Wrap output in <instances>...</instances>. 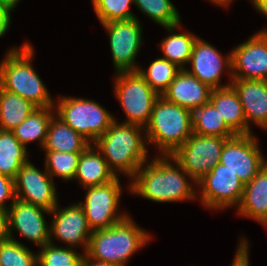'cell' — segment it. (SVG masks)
Masks as SVG:
<instances>
[{"instance_id": "cell-3", "label": "cell", "mask_w": 267, "mask_h": 266, "mask_svg": "<svg viewBox=\"0 0 267 266\" xmlns=\"http://www.w3.org/2000/svg\"><path fill=\"white\" fill-rule=\"evenodd\" d=\"M33 55V46L28 41L11 48L0 63V86L36 107H54L55 100L31 64Z\"/></svg>"}, {"instance_id": "cell-8", "label": "cell", "mask_w": 267, "mask_h": 266, "mask_svg": "<svg viewBox=\"0 0 267 266\" xmlns=\"http://www.w3.org/2000/svg\"><path fill=\"white\" fill-rule=\"evenodd\" d=\"M232 137L202 136L195 133L171 156L198 182L220 161L225 142Z\"/></svg>"}, {"instance_id": "cell-5", "label": "cell", "mask_w": 267, "mask_h": 266, "mask_svg": "<svg viewBox=\"0 0 267 266\" xmlns=\"http://www.w3.org/2000/svg\"><path fill=\"white\" fill-rule=\"evenodd\" d=\"M190 111L159 96L145 127L149 143L159 147L160 155H171L192 135Z\"/></svg>"}, {"instance_id": "cell-33", "label": "cell", "mask_w": 267, "mask_h": 266, "mask_svg": "<svg viewBox=\"0 0 267 266\" xmlns=\"http://www.w3.org/2000/svg\"><path fill=\"white\" fill-rule=\"evenodd\" d=\"M0 266H38L37 254L12 237L0 243Z\"/></svg>"}, {"instance_id": "cell-22", "label": "cell", "mask_w": 267, "mask_h": 266, "mask_svg": "<svg viewBox=\"0 0 267 266\" xmlns=\"http://www.w3.org/2000/svg\"><path fill=\"white\" fill-rule=\"evenodd\" d=\"M210 102L219 111L225 124L236 135H246V120L243 106L232 86L213 89Z\"/></svg>"}, {"instance_id": "cell-15", "label": "cell", "mask_w": 267, "mask_h": 266, "mask_svg": "<svg viewBox=\"0 0 267 266\" xmlns=\"http://www.w3.org/2000/svg\"><path fill=\"white\" fill-rule=\"evenodd\" d=\"M189 63L192 68H186V70L212 89L231 86V82L225 85L220 84L221 75L224 71H228L227 73H229V77L232 80L231 51L227 56H223L211 44L197 37Z\"/></svg>"}, {"instance_id": "cell-7", "label": "cell", "mask_w": 267, "mask_h": 266, "mask_svg": "<svg viewBox=\"0 0 267 266\" xmlns=\"http://www.w3.org/2000/svg\"><path fill=\"white\" fill-rule=\"evenodd\" d=\"M116 75L114 93L126 115L124 123L145 128L151 118L154 103L160 95L138 71L121 72Z\"/></svg>"}, {"instance_id": "cell-4", "label": "cell", "mask_w": 267, "mask_h": 266, "mask_svg": "<svg viewBox=\"0 0 267 266\" xmlns=\"http://www.w3.org/2000/svg\"><path fill=\"white\" fill-rule=\"evenodd\" d=\"M144 230L127 215L107 229L93 231L85 254L95 261L125 266L129 258L151 239Z\"/></svg>"}, {"instance_id": "cell-9", "label": "cell", "mask_w": 267, "mask_h": 266, "mask_svg": "<svg viewBox=\"0 0 267 266\" xmlns=\"http://www.w3.org/2000/svg\"><path fill=\"white\" fill-rule=\"evenodd\" d=\"M116 176L112 181L88 187L84 202H79L83 208L87 222L93 231L104 230L124 219L128 214L117 213L122 188Z\"/></svg>"}, {"instance_id": "cell-16", "label": "cell", "mask_w": 267, "mask_h": 266, "mask_svg": "<svg viewBox=\"0 0 267 266\" xmlns=\"http://www.w3.org/2000/svg\"><path fill=\"white\" fill-rule=\"evenodd\" d=\"M57 205L52 211V222L50 224V243L53 237L68 244L69 247L82 246L84 254L87 252L92 230L87 222L83 208L79 203L60 209ZM83 244V245H82Z\"/></svg>"}, {"instance_id": "cell-24", "label": "cell", "mask_w": 267, "mask_h": 266, "mask_svg": "<svg viewBox=\"0 0 267 266\" xmlns=\"http://www.w3.org/2000/svg\"><path fill=\"white\" fill-rule=\"evenodd\" d=\"M193 133L202 136L234 137L236 134L225 124L219 111L209 101L190 110Z\"/></svg>"}, {"instance_id": "cell-39", "label": "cell", "mask_w": 267, "mask_h": 266, "mask_svg": "<svg viewBox=\"0 0 267 266\" xmlns=\"http://www.w3.org/2000/svg\"><path fill=\"white\" fill-rule=\"evenodd\" d=\"M79 266H114V265L95 261L90 257H88L86 254H84Z\"/></svg>"}, {"instance_id": "cell-37", "label": "cell", "mask_w": 267, "mask_h": 266, "mask_svg": "<svg viewBox=\"0 0 267 266\" xmlns=\"http://www.w3.org/2000/svg\"><path fill=\"white\" fill-rule=\"evenodd\" d=\"M11 10L0 2V37H2L7 30H9V26L11 23Z\"/></svg>"}, {"instance_id": "cell-25", "label": "cell", "mask_w": 267, "mask_h": 266, "mask_svg": "<svg viewBox=\"0 0 267 266\" xmlns=\"http://www.w3.org/2000/svg\"><path fill=\"white\" fill-rule=\"evenodd\" d=\"M53 109V110H52ZM55 115L54 107H37L16 128L12 130L15 137L25 147L33 141H39L43 148L51 118Z\"/></svg>"}, {"instance_id": "cell-2", "label": "cell", "mask_w": 267, "mask_h": 266, "mask_svg": "<svg viewBox=\"0 0 267 266\" xmlns=\"http://www.w3.org/2000/svg\"><path fill=\"white\" fill-rule=\"evenodd\" d=\"M145 143V128L124 122L119 124L115 119L94 142V146L115 176L121 172L132 179L138 168L147 161L149 153Z\"/></svg>"}, {"instance_id": "cell-18", "label": "cell", "mask_w": 267, "mask_h": 266, "mask_svg": "<svg viewBox=\"0 0 267 266\" xmlns=\"http://www.w3.org/2000/svg\"><path fill=\"white\" fill-rule=\"evenodd\" d=\"M231 86L237 92L246 120V134H251V123L267 129V81L232 79Z\"/></svg>"}, {"instance_id": "cell-1", "label": "cell", "mask_w": 267, "mask_h": 266, "mask_svg": "<svg viewBox=\"0 0 267 266\" xmlns=\"http://www.w3.org/2000/svg\"><path fill=\"white\" fill-rule=\"evenodd\" d=\"M187 179L196 184L171 155H160L141 165L128 185L131 193L156 203L195 200L197 192Z\"/></svg>"}, {"instance_id": "cell-28", "label": "cell", "mask_w": 267, "mask_h": 266, "mask_svg": "<svg viewBox=\"0 0 267 266\" xmlns=\"http://www.w3.org/2000/svg\"><path fill=\"white\" fill-rule=\"evenodd\" d=\"M28 161L27 148L14 133L0 130V174L15 179L22 165Z\"/></svg>"}, {"instance_id": "cell-40", "label": "cell", "mask_w": 267, "mask_h": 266, "mask_svg": "<svg viewBox=\"0 0 267 266\" xmlns=\"http://www.w3.org/2000/svg\"><path fill=\"white\" fill-rule=\"evenodd\" d=\"M254 8L267 17V0H251Z\"/></svg>"}, {"instance_id": "cell-32", "label": "cell", "mask_w": 267, "mask_h": 266, "mask_svg": "<svg viewBox=\"0 0 267 266\" xmlns=\"http://www.w3.org/2000/svg\"><path fill=\"white\" fill-rule=\"evenodd\" d=\"M40 249L37 253L38 266H79L84 255L72 247H58L53 242Z\"/></svg>"}, {"instance_id": "cell-23", "label": "cell", "mask_w": 267, "mask_h": 266, "mask_svg": "<svg viewBox=\"0 0 267 266\" xmlns=\"http://www.w3.org/2000/svg\"><path fill=\"white\" fill-rule=\"evenodd\" d=\"M90 143L56 114L51 118L44 151L83 152Z\"/></svg>"}, {"instance_id": "cell-26", "label": "cell", "mask_w": 267, "mask_h": 266, "mask_svg": "<svg viewBox=\"0 0 267 266\" xmlns=\"http://www.w3.org/2000/svg\"><path fill=\"white\" fill-rule=\"evenodd\" d=\"M36 108L30 101L0 86V130L12 131Z\"/></svg>"}, {"instance_id": "cell-34", "label": "cell", "mask_w": 267, "mask_h": 266, "mask_svg": "<svg viewBox=\"0 0 267 266\" xmlns=\"http://www.w3.org/2000/svg\"><path fill=\"white\" fill-rule=\"evenodd\" d=\"M131 3L134 4V0H92L94 12L101 24L136 18L129 10Z\"/></svg>"}, {"instance_id": "cell-13", "label": "cell", "mask_w": 267, "mask_h": 266, "mask_svg": "<svg viewBox=\"0 0 267 266\" xmlns=\"http://www.w3.org/2000/svg\"><path fill=\"white\" fill-rule=\"evenodd\" d=\"M53 180L46 169L42 172L28 161L22 165L14 179L15 197L52 211L59 204Z\"/></svg>"}, {"instance_id": "cell-17", "label": "cell", "mask_w": 267, "mask_h": 266, "mask_svg": "<svg viewBox=\"0 0 267 266\" xmlns=\"http://www.w3.org/2000/svg\"><path fill=\"white\" fill-rule=\"evenodd\" d=\"M9 206L10 238L13 237L12 231L15 229L22 237L40 248L50 243V225H47L43 214L49 215L50 211L17 198Z\"/></svg>"}, {"instance_id": "cell-21", "label": "cell", "mask_w": 267, "mask_h": 266, "mask_svg": "<svg viewBox=\"0 0 267 266\" xmlns=\"http://www.w3.org/2000/svg\"><path fill=\"white\" fill-rule=\"evenodd\" d=\"M115 177L105 158L93 144L81 153L74 179H77L84 189L108 183Z\"/></svg>"}, {"instance_id": "cell-19", "label": "cell", "mask_w": 267, "mask_h": 266, "mask_svg": "<svg viewBox=\"0 0 267 266\" xmlns=\"http://www.w3.org/2000/svg\"><path fill=\"white\" fill-rule=\"evenodd\" d=\"M212 90L186 69H181L161 96L190 110L209 102Z\"/></svg>"}, {"instance_id": "cell-12", "label": "cell", "mask_w": 267, "mask_h": 266, "mask_svg": "<svg viewBox=\"0 0 267 266\" xmlns=\"http://www.w3.org/2000/svg\"><path fill=\"white\" fill-rule=\"evenodd\" d=\"M263 156L253 133L236 135L225 142L219 163L236 174L245 185L267 164Z\"/></svg>"}, {"instance_id": "cell-30", "label": "cell", "mask_w": 267, "mask_h": 266, "mask_svg": "<svg viewBox=\"0 0 267 266\" xmlns=\"http://www.w3.org/2000/svg\"><path fill=\"white\" fill-rule=\"evenodd\" d=\"M134 5L151 21L165 27L180 24L181 16L171 0H134Z\"/></svg>"}, {"instance_id": "cell-11", "label": "cell", "mask_w": 267, "mask_h": 266, "mask_svg": "<svg viewBox=\"0 0 267 266\" xmlns=\"http://www.w3.org/2000/svg\"><path fill=\"white\" fill-rule=\"evenodd\" d=\"M109 36V44L116 73L135 72L137 54L142 45L139 19L114 20L102 24Z\"/></svg>"}, {"instance_id": "cell-42", "label": "cell", "mask_w": 267, "mask_h": 266, "mask_svg": "<svg viewBox=\"0 0 267 266\" xmlns=\"http://www.w3.org/2000/svg\"><path fill=\"white\" fill-rule=\"evenodd\" d=\"M212 1L214 4H217L218 6H224L227 8V6H229V4L231 2H233V0H210Z\"/></svg>"}, {"instance_id": "cell-14", "label": "cell", "mask_w": 267, "mask_h": 266, "mask_svg": "<svg viewBox=\"0 0 267 266\" xmlns=\"http://www.w3.org/2000/svg\"><path fill=\"white\" fill-rule=\"evenodd\" d=\"M232 79L267 81V28L231 51Z\"/></svg>"}, {"instance_id": "cell-36", "label": "cell", "mask_w": 267, "mask_h": 266, "mask_svg": "<svg viewBox=\"0 0 267 266\" xmlns=\"http://www.w3.org/2000/svg\"><path fill=\"white\" fill-rule=\"evenodd\" d=\"M248 242L245 238H241L240 243L237 247L235 258L231 266H249V252H248Z\"/></svg>"}, {"instance_id": "cell-38", "label": "cell", "mask_w": 267, "mask_h": 266, "mask_svg": "<svg viewBox=\"0 0 267 266\" xmlns=\"http://www.w3.org/2000/svg\"><path fill=\"white\" fill-rule=\"evenodd\" d=\"M9 239V212L8 210L0 209V243Z\"/></svg>"}, {"instance_id": "cell-35", "label": "cell", "mask_w": 267, "mask_h": 266, "mask_svg": "<svg viewBox=\"0 0 267 266\" xmlns=\"http://www.w3.org/2000/svg\"><path fill=\"white\" fill-rule=\"evenodd\" d=\"M9 199L11 202L8 205L12 204L16 199L14 179L0 174V209H9L10 206L5 205Z\"/></svg>"}, {"instance_id": "cell-6", "label": "cell", "mask_w": 267, "mask_h": 266, "mask_svg": "<svg viewBox=\"0 0 267 266\" xmlns=\"http://www.w3.org/2000/svg\"><path fill=\"white\" fill-rule=\"evenodd\" d=\"M55 113L90 144L100 138L115 120L113 115L94 100L58 97Z\"/></svg>"}, {"instance_id": "cell-31", "label": "cell", "mask_w": 267, "mask_h": 266, "mask_svg": "<svg viewBox=\"0 0 267 266\" xmlns=\"http://www.w3.org/2000/svg\"><path fill=\"white\" fill-rule=\"evenodd\" d=\"M82 152L45 151V168L50 176L74 180Z\"/></svg>"}, {"instance_id": "cell-10", "label": "cell", "mask_w": 267, "mask_h": 266, "mask_svg": "<svg viewBox=\"0 0 267 266\" xmlns=\"http://www.w3.org/2000/svg\"><path fill=\"white\" fill-rule=\"evenodd\" d=\"M194 186L201 190L199 195L202 205L208 209L224 210L239 206L245 185L236 174L218 163Z\"/></svg>"}, {"instance_id": "cell-29", "label": "cell", "mask_w": 267, "mask_h": 266, "mask_svg": "<svg viewBox=\"0 0 267 266\" xmlns=\"http://www.w3.org/2000/svg\"><path fill=\"white\" fill-rule=\"evenodd\" d=\"M180 70L176 64L161 57L152 61L147 70L139 66L137 71L153 90L162 95Z\"/></svg>"}, {"instance_id": "cell-27", "label": "cell", "mask_w": 267, "mask_h": 266, "mask_svg": "<svg viewBox=\"0 0 267 266\" xmlns=\"http://www.w3.org/2000/svg\"><path fill=\"white\" fill-rule=\"evenodd\" d=\"M180 24L165 27L169 31V35L161 41L160 47L163 57L169 62L176 64L181 69H186L192 54V48L198 36L190 32L175 33V29H179ZM173 34H172V33Z\"/></svg>"}, {"instance_id": "cell-41", "label": "cell", "mask_w": 267, "mask_h": 266, "mask_svg": "<svg viewBox=\"0 0 267 266\" xmlns=\"http://www.w3.org/2000/svg\"><path fill=\"white\" fill-rule=\"evenodd\" d=\"M20 1L21 0H0V2L6 5L11 11H13L16 8L18 2Z\"/></svg>"}, {"instance_id": "cell-20", "label": "cell", "mask_w": 267, "mask_h": 266, "mask_svg": "<svg viewBox=\"0 0 267 266\" xmlns=\"http://www.w3.org/2000/svg\"><path fill=\"white\" fill-rule=\"evenodd\" d=\"M238 214L267 225V164L244 186Z\"/></svg>"}]
</instances>
